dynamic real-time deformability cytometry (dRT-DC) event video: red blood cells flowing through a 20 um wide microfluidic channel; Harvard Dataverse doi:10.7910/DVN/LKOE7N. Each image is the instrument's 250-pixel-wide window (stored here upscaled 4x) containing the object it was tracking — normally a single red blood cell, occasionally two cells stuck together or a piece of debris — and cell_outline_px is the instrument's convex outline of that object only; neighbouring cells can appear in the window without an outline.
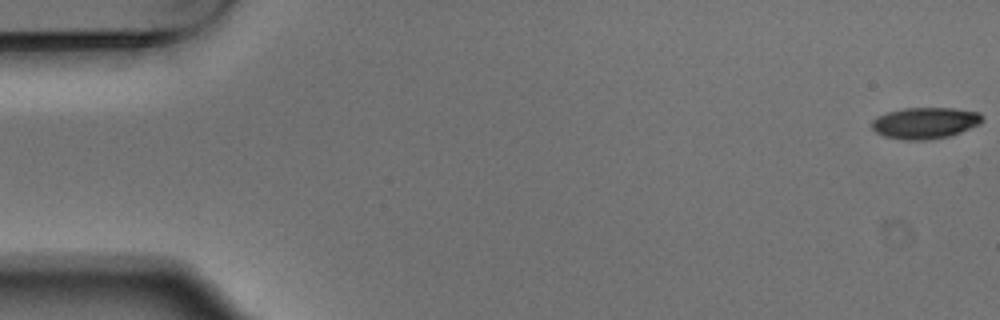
{"species": "Egyptian fruit bat (a non-hibernating species)", "species_latin": "Rousettus aegyptiacus", "temperature_condition": "warm", "stored_images_in_passage": 3, "camera_frame_rate_fps": 3000, "um_per_image_px": 0.085, "animal": {"sex": "male"}, "frame": {"image": 1, "passage_image": 1, "time_ms": 0.0, "image_size_px": [1000, 320], "cell_outline_px": [[984, 120], [980, 124], [960, 132], [948, 136], [928, 140], [904, 140], [884, 136], [876, 132], [872, 128], [872, 120], [876, 116], [888, 112], [904, 108], [952, 108], [980, 112], [984, 116]], "centroid_in_image_um": [78.64, 10.45], "position_along_channel_um": 6.4, "area_um2": 20.29}}